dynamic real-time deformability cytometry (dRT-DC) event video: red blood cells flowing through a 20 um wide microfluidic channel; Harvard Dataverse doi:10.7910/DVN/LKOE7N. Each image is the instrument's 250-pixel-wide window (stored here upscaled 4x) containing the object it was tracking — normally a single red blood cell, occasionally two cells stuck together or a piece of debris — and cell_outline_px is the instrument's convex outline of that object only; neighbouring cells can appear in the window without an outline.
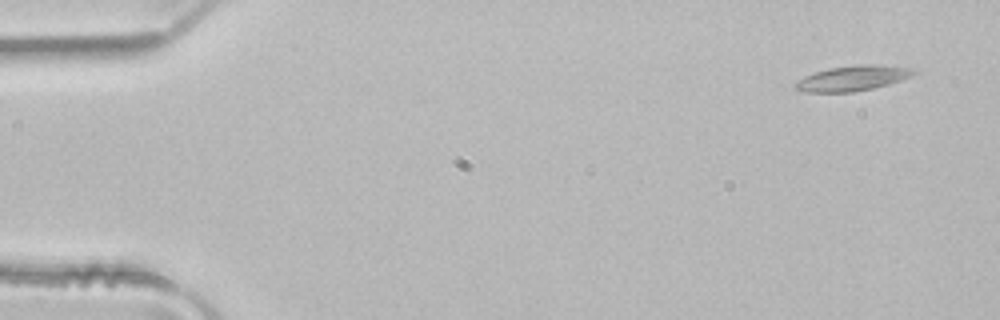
{"species": "common noctule bat (a hibernating species)", "species_latin": "Nyctalus noctula", "temperature_condition": "room temperature", "stored_images_in_passage": 3, "camera_frame_rate_fps": 3000, "um_per_image_px": 0.085, "animal": {"sex": "male", "body_mass_g": 21.5, "forearm_length_mm": 52.0}, "frame": {"image": 1, "passage_image": 1, "time_ms": 0.0, "image_size_px": [1000, 320], "cell_outline_px": [[916, 72], [912, 76], [888, 84], [872, 88], [852, 92], [804, 92], [792, 88], [792, 84], [804, 76], [828, 68], [856, 64], [876, 64], [916, 68]], "centroid_in_image_um": [72.45, 6.64], "position_along_channel_um": 12.6, "area_um2": 17.57}}
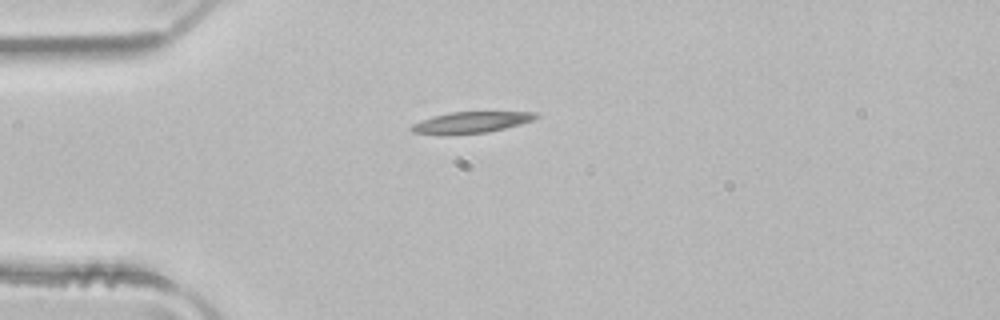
{"frame": {"image": 2, "passage_image": 3, "time_ms": 0.667, "image_size_px": [1000, 320], "cell_outline_px": [[540, 116], [532, 120], [520, 124], [488, 132], [444, 136], [440, 136], [412, 132], [408, 128], [412, 124], [420, 120], [432, 116], [448, 112], [536, 112]], "centroid_in_image_um": [39.93, 10.42], "position_along_channel_um": 45.1, "area_um2": 15.78}}